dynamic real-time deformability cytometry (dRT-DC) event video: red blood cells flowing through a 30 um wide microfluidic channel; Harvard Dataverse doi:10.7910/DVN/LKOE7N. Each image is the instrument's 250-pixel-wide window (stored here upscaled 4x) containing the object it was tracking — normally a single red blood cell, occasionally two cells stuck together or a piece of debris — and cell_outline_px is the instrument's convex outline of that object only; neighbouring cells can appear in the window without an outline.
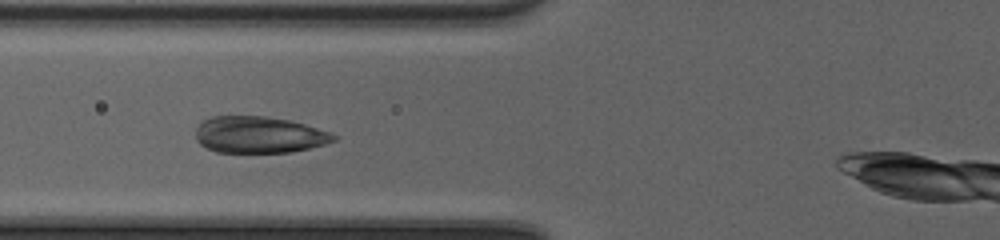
{"species": "common noctule bat (a hibernating species)", "species_latin": "Nyctalus noctula", "temperature_condition": "cold", "stored_images_in_passage": 38, "camera_frame_rate_fps": 3000, "um_per_image_px": 0.085, "animal": {"sex": "female", "body_mass_g": 20.0, "forearm_length_mm": 54.0}, "frame": {"image": 1, "passage_image": 14, "time_ms": 4.333, "image_size_px": [1000, 240], "cell_outline_px": [[336, 140], [324, 144], [292, 152], [216, 152], [200, 144], [196, 140], [196, 128], [204, 120], [212, 116], [268, 116], [292, 120], [332, 132], [336, 136]], "centroid_in_image_um": [22.03, 11.44], "position_along_channel_um": 103.8, "area_um2": 29.54}}
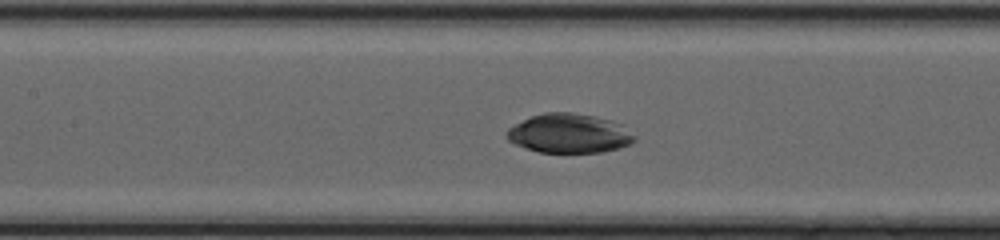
{"frame": {"image": 2, "passage_image": 18, "time_ms": 5.667, "image_size_px": [1000, 240], "cell_outline_px": [[636, 140], [628, 144], [616, 148], [600, 152], [540, 152], [516, 144], [508, 140], [508, 128], [532, 116], [544, 112], [572, 112], [596, 116], [612, 120], [624, 124], [636, 136]], "centroid_in_image_um": [48.44, 11.32], "position_along_channel_um": 159.0, "area_um2": 29.02}}
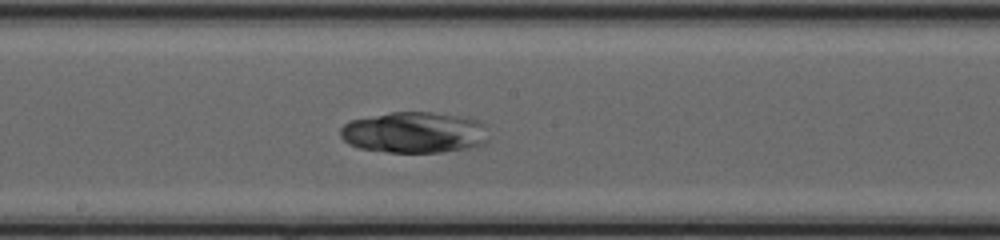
{"frame": {"image": 3, "passage_image": 22, "time_ms": 7.0, "image_size_px": [1000, 240], "cell_outline_px": [[488, 140], [484, 144], [468, 148], [440, 152], [388, 152], [360, 148], [348, 144], [340, 136], [340, 128], [344, 124], [352, 120], [392, 112], [432, 112], [468, 116], [480, 120], [488, 124]], "centroid_in_image_um": [35.3, 11.25], "position_along_channel_um": 212.9, "area_um2": 36.01}}